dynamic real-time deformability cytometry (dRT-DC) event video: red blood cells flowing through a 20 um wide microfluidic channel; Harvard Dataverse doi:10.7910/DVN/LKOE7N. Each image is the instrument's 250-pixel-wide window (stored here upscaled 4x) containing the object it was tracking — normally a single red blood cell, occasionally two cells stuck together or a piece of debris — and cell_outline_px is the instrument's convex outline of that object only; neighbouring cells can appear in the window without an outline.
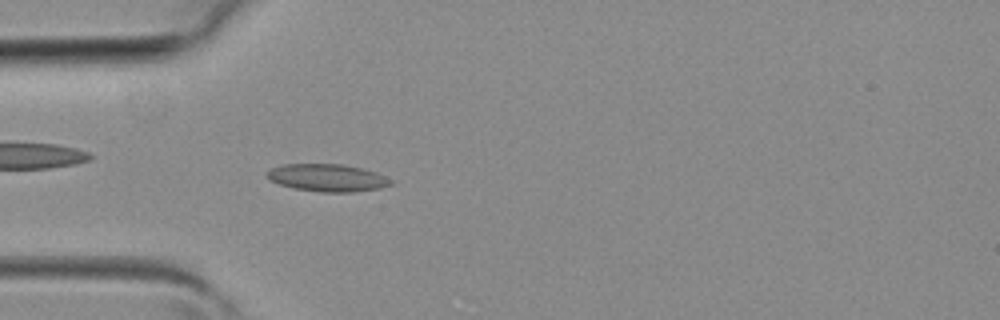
{"species": "common noctule bat (a hibernating species)", "species_latin": "Nyctalus noctula", "temperature_condition": "room temperature", "stored_images_in_passage": 2, "camera_frame_rate_fps": 3000, "um_per_image_px": 0.085, "animal": {"sex": "female", "body_mass_g": 19.3, "forearm_length_mm": 54.1}, "frame": {"image": 1, "passage_image": 2, "time_ms": 0.333, "image_size_px": [1000, 320], "cell_outline_px": [[396, 184], [380, 188], [352, 192], [320, 192], [296, 188], [280, 184], [268, 180], [264, 176], [264, 172], [272, 168], [284, 164], [344, 164], [376, 172], [392, 180]], "centroid_in_image_um": [27.82, 15.11], "position_along_channel_um": 57.2, "area_um2": 19.94}}